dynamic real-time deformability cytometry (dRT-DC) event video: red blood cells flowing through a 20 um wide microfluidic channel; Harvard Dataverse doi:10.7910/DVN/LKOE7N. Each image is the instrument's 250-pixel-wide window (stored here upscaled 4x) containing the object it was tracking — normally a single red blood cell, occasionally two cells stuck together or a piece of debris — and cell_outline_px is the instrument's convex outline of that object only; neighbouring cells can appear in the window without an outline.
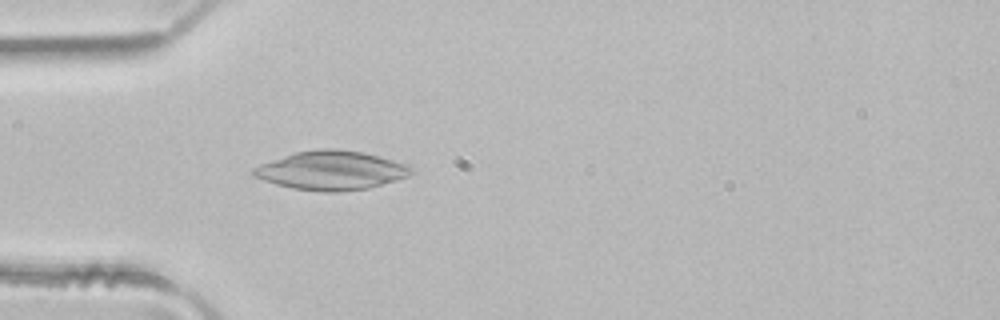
{"species": "common noctule bat (a hibernating species)", "species_latin": "Nyctalus noctula", "temperature_condition": "room temperature", "stored_images_in_passage": 43, "camera_frame_rate_fps": 3000, "um_per_image_px": 0.085, "animal": {"sex": "male", "body_mass_g": 21.5, "forearm_length_mm": 52.0}, "frame": {"image": 1, "passage_image": 9, "time_ms": 2.667, "image_size_px": [1000, 320], "cell_outline_px": [[412, 172], [408, 176], [396, 180], [368, 188], [340, 192], [324, 192], [292, 188], [276, 184], [252, 176], [252, 168], [260, 164], [296, 152], [320, 148], [336, 148], [364, 152], [392, 160], [404, 164], [412, 168]], "centroid_in_image_um": [28.13, 14.48], "position_along_channel_um": 56.9, "area_um2": 35.6}}
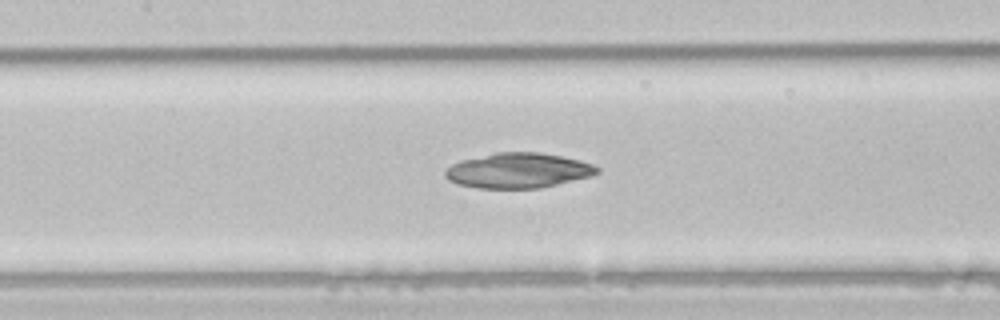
{"frame": {"image": 2, "passage_image": 17, "time_ms": 5.333, "image_size_px": [1000, 320], "cell_outline_px": [[600, 172], [592, 176], [540, 188], [476, 188], [456, 184], [448, 180], [444, 176], [444, 172], [452, 164], [460, 160], [496, 152], [540, 152], [580, 160], [592, 164], [600, 168]], "centroid_in_image_um": [44.03, 14.49], "position_along_channel_um": 163.4, "area_um2": 31.21}}
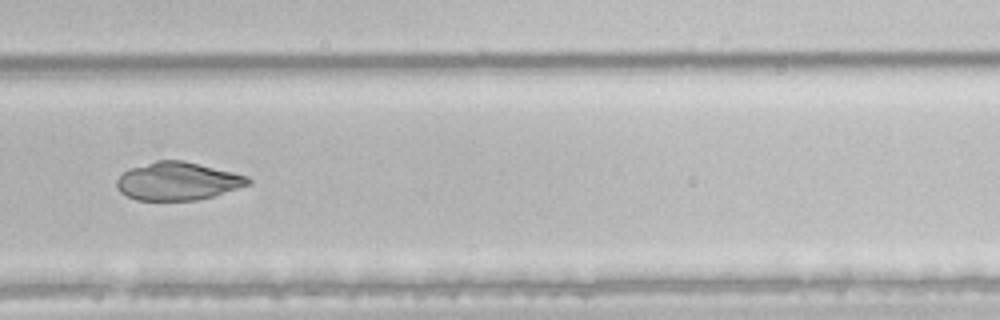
{"frame": {"image": 3, "passage_image": 28, "time_ms": 9.0, "image_size_px": [1000, 320], "cell_outline_px": [[252, 184], [212, 196], [196, 200], [136, 200], [120, 192], [116, 188], [116, 180], [128, 168], [156, 160], [184, 160], [248, 176], [252, 180]], "centroid_in_image_um": [15.09, 15.39], "position_along_channel_um": 314.7, "area_um2": 29.19}}